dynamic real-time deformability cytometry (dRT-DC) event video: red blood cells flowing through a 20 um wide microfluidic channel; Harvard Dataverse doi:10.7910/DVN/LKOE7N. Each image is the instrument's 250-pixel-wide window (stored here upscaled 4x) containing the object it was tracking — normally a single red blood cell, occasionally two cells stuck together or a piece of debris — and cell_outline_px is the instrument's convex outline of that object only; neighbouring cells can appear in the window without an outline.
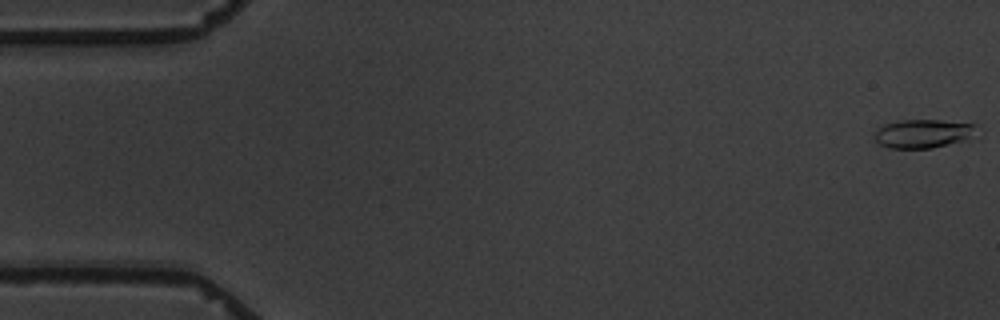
{"species": "common noctule bat (a hibernating species)", "species_latin": "Nyctalus noctula", "temperature_condition": "warm", "stored_images_in_passage": 5, "camera_frame_rate_fps": 3000, "um_per_image_px": 0.085, "animal": {"sex": "male", "body_mass_g": 19.5, "forearm_length_mm": 54.6}, "frame": {"image": 1, "passage_image": 1, "time_ms": 0.0, "image_size_px": [1000, 320], "cell_outline_px": [[976, 124], [972, 136], [964, 140], [932, 148], [888, 148], [880, 144], [876, 140], [876, 132], [884, 124], [900, 120], [940, 120]], "centroid_in_image_um": [78.45, 11.35], "position_along_channel_um": 6.6, "area_um2": 16.7}}